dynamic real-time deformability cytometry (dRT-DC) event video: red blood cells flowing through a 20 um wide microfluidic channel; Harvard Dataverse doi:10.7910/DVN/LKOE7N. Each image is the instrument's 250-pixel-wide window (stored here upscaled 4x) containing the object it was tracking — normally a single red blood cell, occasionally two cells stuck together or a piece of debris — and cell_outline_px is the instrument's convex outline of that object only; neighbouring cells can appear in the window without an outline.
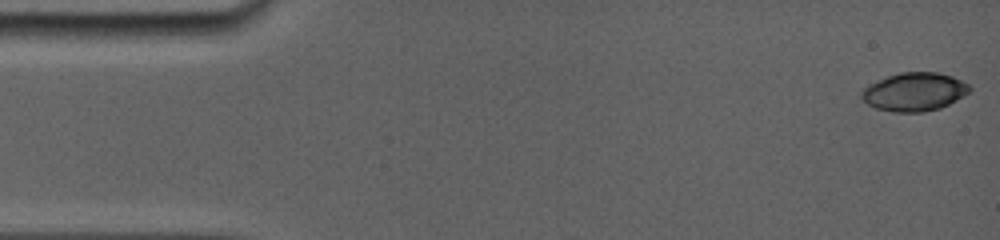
{"species": "common noctule bat (a hibernating species)", "species_latin": "Nyctalus noctula", "temperature_condition": "room temperature", "stored_images_in_passage": 35, "camera_frame_rate_fps": 5000, "um_per_image_px": 0.085, "animal": {"sex": "female", "body_mass_g": 19.0, "forearm_length_mm": 56.7}, "frame": {"image": 1, "passage_image": 1, "time_ms": 0.0, "image_size_px": [1000, 240], "cell_outline_px": [[972, 88], [964, 96], [940, 108], [924, 112], [892, 112], [876, 108], [860, 100], [860, 92], [868, 84], [876, 80], [900, 72], [936, 72], [952, 76], [968, 84]], "centroid_in_image_um": [77.68, 7.81], "position_along_channel_um": 7.3, "area_um2": 24.33}}
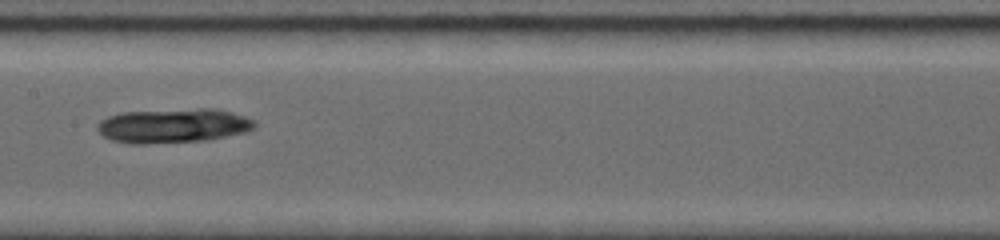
{"frame": {"image": 2, "passage_image": 16, "time_ms": 8.0, "image_size_px": [1000, 240], "cell_outline_px": [[256, 124], [248, 132], [208, 140], [144, 144], [128, 144], [112, 140], [104, 136], [96, 128], [96, 124], [100, 120], [108, 116], [120, 112], [196, 108], [216, 108], [232, 112], [256, 120]], "centroid_in_image_um": [14.73, 10.68], "position_along_channel_um": 192.7, "area_um2": 31.96}}
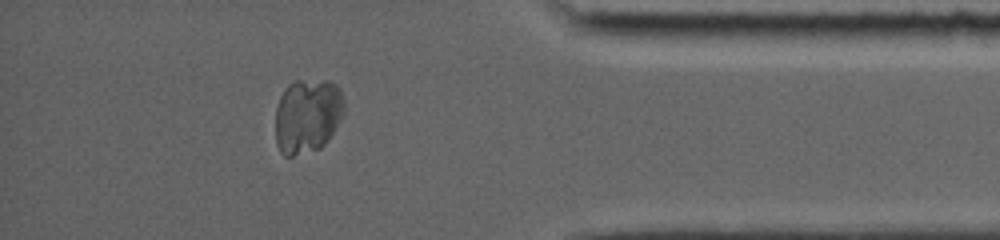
{"frame": {"image": 3, "passage_image": 28, "time_ms": 14.0, "image_size_px": [1000, 240], "cell_outline_px": [[344, 116], [328, 140], [320, 148], [292, 156], [284, 156], [280, 152], [276, 144], [276, 108], [280, 96], [284, 88], [288, 84], [296, 80], [328, 80], [336, 84], [340, 88], [344, 96]], "centroid_in_image_um": [26.15, 9.82], "position_along_channel_um": 409.0, "area_um2": 30.4}, "authors_computed_cell_mechanics": {"area_um2": 29.2468, "velocity_mm_per_s": 3.8748, "shape_relaxation_time_tau1_ms": 2.2827, "shape_relaxation_time_tau2_ms": null, "deformation_change_tau1": 0.0727, "deformation_change_tau2": null}}